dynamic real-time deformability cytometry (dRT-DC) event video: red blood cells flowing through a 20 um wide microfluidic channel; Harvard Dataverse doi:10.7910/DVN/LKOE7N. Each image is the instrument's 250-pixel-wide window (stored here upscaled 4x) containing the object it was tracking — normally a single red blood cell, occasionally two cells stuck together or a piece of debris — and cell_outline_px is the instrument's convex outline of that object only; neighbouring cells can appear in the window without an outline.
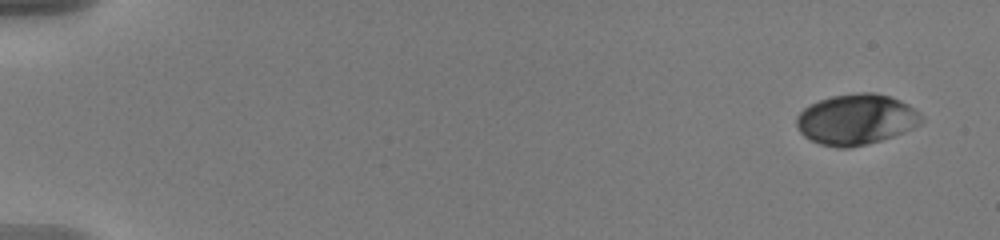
{"species": "human", "species_latin": "Homo sapiens", "temperature_condition": "warm", "stored_images_in_passage": 55, "camera_frame_rate_fps": 3000, "um_per_image_px": 0.085, "donor": {"sex": "male"}, "frame": {"image": 1, "passage_image": 1, "time_ms": 0.0, "image_size_px": [1000, 240], "cell_outline_px": [[924, 120], [920, 124], [912, 128], [892, 136], [880, 140], [848, 148], [836, 148], [820, 144], [804, 136], [800, 132], [796, 124], [796, 116], [804, 108], [820, 100], [832, 96], [860, 92], [872, 92], [888, 96], [900, 100], [908, 104]], "centroid_in_image_um": [72.74, 10.15], "position_along_channel_um": 12.3, "area_um2": 36.41}}
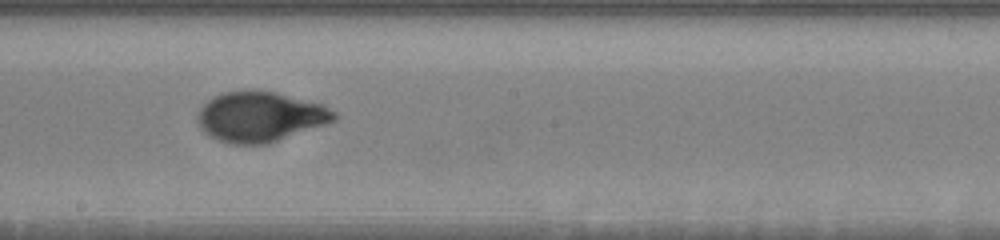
{"frame": {"image": 2, "passage_image": 32, "time_ms": 10.333, "image_size_px": [1000, 240], "cell_outline_px": [[336, 120], [268, 144], [232, 144], [208, 136], [200, 128], [196, 120], [196, 116], [200, 108], [212, 96], [224, 92], [252, 88], [276, 92], [320, 104], [336, 112]], "centroid_in_image_um": [22.05, 9.9], "position_along_channel_um": 226.1, "area_um2": 40.11}}
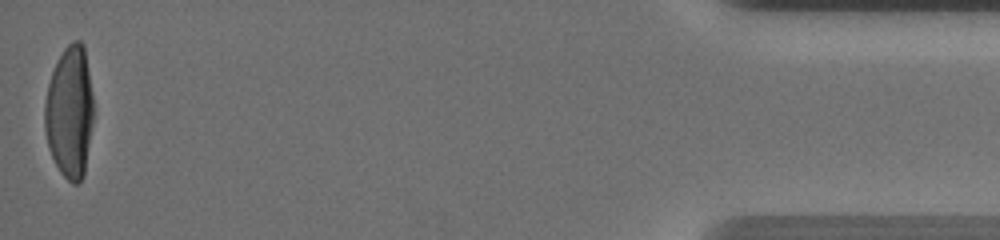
{"frame": {"image": 3, "passage_image": 55, "time_ms": 18.0, "image_size_px": [1000, 240], "cell_outline_px": [[92, 124], [84, 176], [76, 184], [72, 184], [60, 172], [48, 148], [44, 128], [44, 104], [48, 84], [52, 72], [64, 48], [72, 40], [80, 40], [84, 44], [92, 92]], "centroid_in_image_um": [5.91, 9.52], "position_along_channel_um": 429.3, "area_um2": 37.51}, "authors_computed_cell_mechanics": {"area_um2": 37.9746, "velocity_mm_per_s": 3.6395, "shape_relaxation_time_tau1_ms": 4.9002, "shape_relaxation_time_tau2_ms": null, "deformation_change_tau1": 0.2143, "deformation_change_tau2": null}}